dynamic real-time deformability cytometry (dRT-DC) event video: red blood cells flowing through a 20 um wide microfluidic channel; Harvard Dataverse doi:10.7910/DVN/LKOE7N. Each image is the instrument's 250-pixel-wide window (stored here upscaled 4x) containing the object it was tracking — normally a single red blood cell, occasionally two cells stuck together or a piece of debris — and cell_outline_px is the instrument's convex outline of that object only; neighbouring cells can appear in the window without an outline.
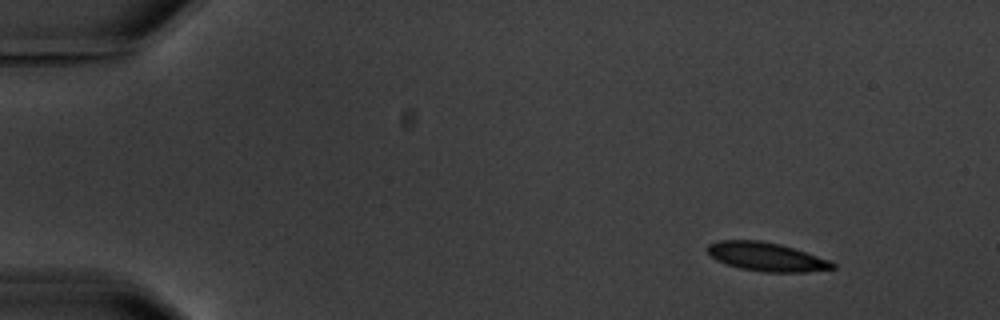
{"species": "common noctule bat (a hibernating species)", "species_latin": "Nyctalus noctula", "temperature_condition": "warm", "stored_images_in_passage": 4, "camera_frame_rate_fps": 3000, "um_per_image_px": 0.085, "animal": {"sex": "male", "body_mass_g": 20.1, "forearm_length_mm": 53.5}, "frame": {"image": 1, "passage_image": 1, "time_ms": 0.0, "image_size_px": [1000, 320], "cell_outline_px": [[836, 268], [804, 272], [764, 272], [740, 268], [716, 260], [708, 252], [708, 244], [720, 240], [760, 240], [780, 244], [832, 260], [836, 264]], "centroid_in_image_um": [65.19, 21.82], "position_along_channel_um": 19.8, "area_um2": 20.87}}
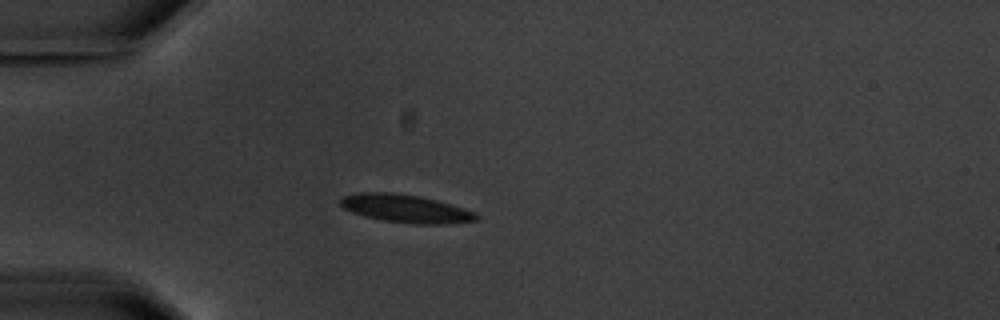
{"frame": {"image": 2, "passage_image": 4, "time_ms": 3.333, "image_size_px": [1000, 320], "cell_outline_px": [[480, 216], [476, 220], [448, 224], [412, 224], [384, 220], [364, 216], [352, 212], [344, 208], [340, 204], [340, 200], [344, 196], [356, 192], [396, 192], [420, 196], [436, 200], [464, 208], [476, 212]], "centroid_in_image_um": [34.49, 17.72], "position_along_channel_um": 50.5, "area_um2": 22.31}}